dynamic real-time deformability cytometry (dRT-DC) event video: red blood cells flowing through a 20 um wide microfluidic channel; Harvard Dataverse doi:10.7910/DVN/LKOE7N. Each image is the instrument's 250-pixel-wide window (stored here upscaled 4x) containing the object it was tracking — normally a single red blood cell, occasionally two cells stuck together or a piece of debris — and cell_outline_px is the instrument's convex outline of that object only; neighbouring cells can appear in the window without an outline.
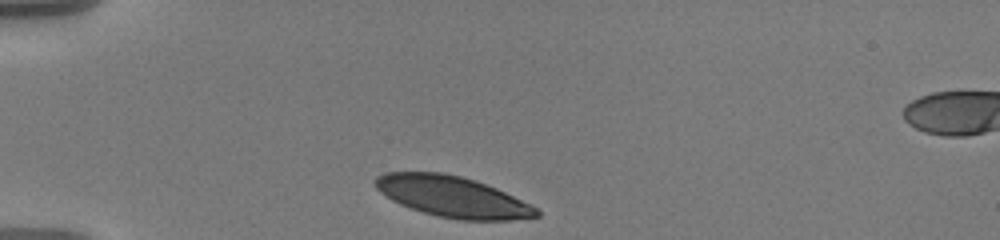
{"species": "human", "species_latin": "Homo sapiens", "temperature_condition": "warm", "stored_images_in_passage": 35, "camera_frame_rate_fps": 3000, "um_per_image_px": 0.085, "donor": {"sex": "male"}, "frame": {"image": 1, "passage_image": 1, "time_ms": 0.0, "image_size_px": [1000, 240], "cell_outline_px": [[540, 216], [512, 220], [460, 220], [440, 216], [424, 212], [400, 204], [392, 200], [380, 192], [372, 184], [376, 176], [384, 172], [440, 172], [460, 176], [476, 180], [496, 188], [540, 208]], "centroid_in_image_um": [38.48, 16.71], "position_along_channel_um": 46.5, "area_um2": 38.49}}
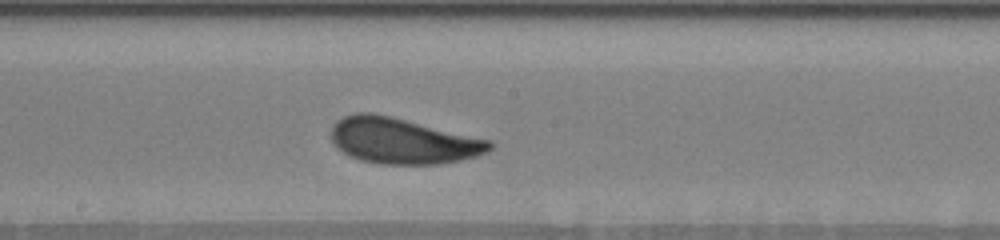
{"frame": {"image": 2, "passage_image": 18, "time_ms": 5.667, "image_size_px": [1000, 240], "cell_outline_px": [[492, 148], [476, 156], [460, 160], [436, 164], [380, 164], [360, 160], [344, 152], [332, 140], [332, 124], [336, 120], [344, 116], [356, 112], [372, 112], [492, 140]], "centroid_in_image_um": [34.22, 11.96], "position_along_channel_um": 214.0, "area_um2": 41.96}}
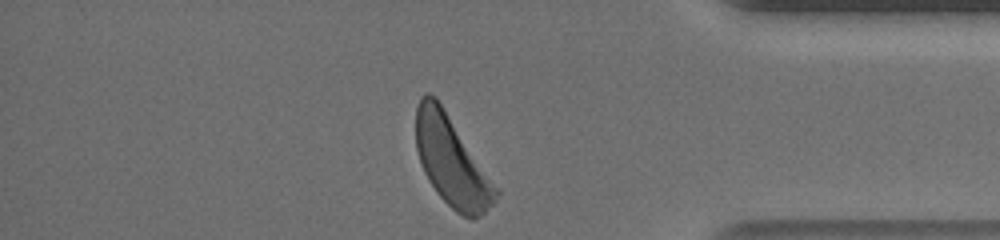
{"frame": {"image": 3, "passage_image": 35, "time_ms": 11.333, "image_size_px": [1000, 240], "cell_outline_px": [[500, 192], [496, 200], [480, 216], [472, 220], [456, 212], [436, 192], [428, 180], [424, 172], [416, 148], [416, 108], [420, 96], [424, 92], [428, 92], [436, 96]], "centroid_in_image_um": [38.36, 13.69], "position_along_channel_um": 396.8, "area_um2": 41.21}, "authors_computed_cell_mechanics": {"area_um2": 41.5004, "velocity_mm_per_s": 3.5265, "shape_relaxation_time_tau1_ms": 2.7886, "shape_relaxation_time_tau2_ms": 5.3073, "deformation_change_tau1": 0.1278, "deformation_change_tau2": 0.1268}}